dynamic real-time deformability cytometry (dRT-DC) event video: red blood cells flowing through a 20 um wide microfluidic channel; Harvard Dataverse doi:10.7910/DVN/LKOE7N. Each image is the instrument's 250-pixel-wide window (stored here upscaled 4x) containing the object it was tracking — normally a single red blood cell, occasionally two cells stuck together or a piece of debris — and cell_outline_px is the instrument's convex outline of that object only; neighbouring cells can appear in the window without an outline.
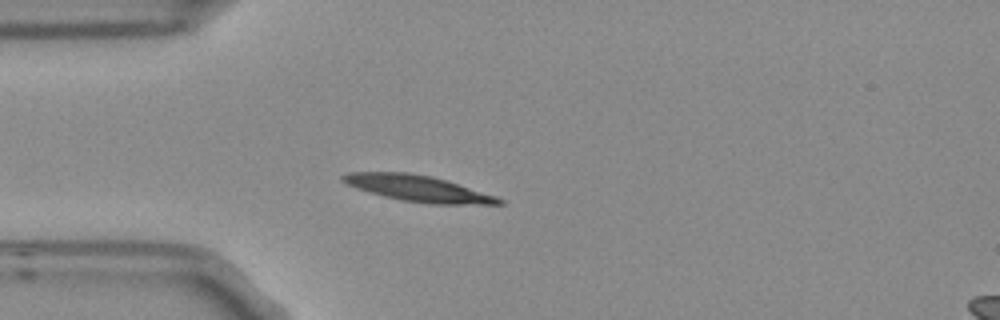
{"species": "Egyptian fruit bat (a non-hibernating species)", "species_latin": "Rousettus aegyptiacus", "temperature_condition": "room temperature", "stored_images_in_passage": 6, "segment_of_instrument_passage": [1, 2], "camera_frame_rate_fps": 3000, "um_per_image_px": 0.085, "frame": {"image": 1, "passage_image": 5, "time_ms": 1.333, "image_size_px": [1000, 320], "cell_outline_px": [[504, 204], [432, 204], [400, 200], [368, 192], [356, 188], [340, 180], [340, 176], [348, 172], [408, 172], [428, 176], [444, 180], [496, 196], [504, 200]], "centroid_in_image_um": [35.48, 16.02], "position_along_channel_um": 49.5, "area_um2": 23.47}}